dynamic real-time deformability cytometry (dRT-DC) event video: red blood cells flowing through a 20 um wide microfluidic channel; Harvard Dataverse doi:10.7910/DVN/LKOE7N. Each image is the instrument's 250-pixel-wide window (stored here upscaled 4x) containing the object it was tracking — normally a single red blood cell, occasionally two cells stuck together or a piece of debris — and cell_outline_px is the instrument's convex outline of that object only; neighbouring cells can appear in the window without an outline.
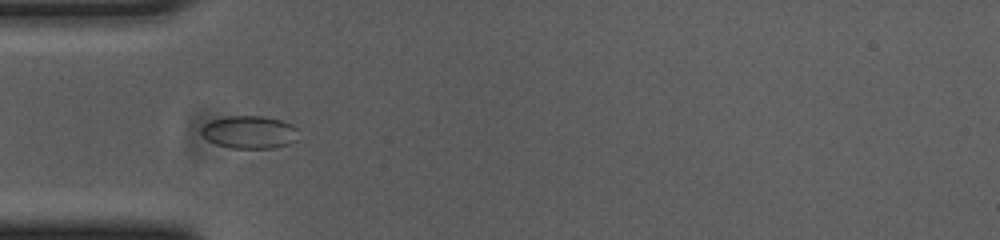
{"species": "common noctule bat (a hibernating species)", "species_latin": "Nyctalus noctula", "temperature_condition": "cold", "stored_images_in_passage": 43, "camera_frame_rate_fps": 3000, "um_per_image_px": 0.085, "animal": {"sex": "female", "body_mass_g": 23.0, "forearm_length_mm": 53.4}, "frame": {"image": 1, "passage_image": 7, "time_ms": 2.0, "image_size_px": [1000, 240], "cell_outline_px": [[296, 140], [288, 144], [272, 148], [232, 148], [216, 144], [208, 140], [200, 132], [200, 128], [204, 124], [212, 120], [228, 116], [264, 116], [280, 120], [292, 124], [296, 128]], "centroid_in_image_um": [21.18, 11.23], "position_along_channel_um": 63.8, "area_um2": 18.44}}
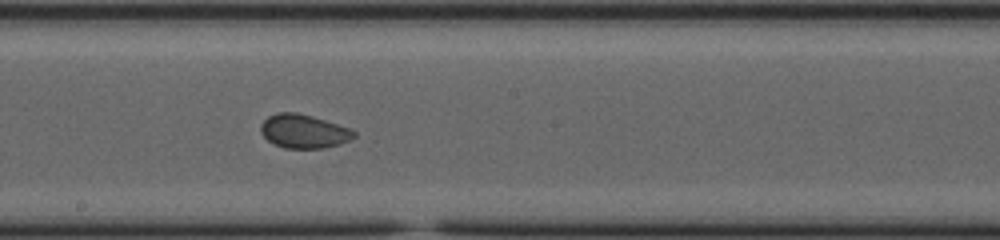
{"frame": {"image": 2, "passage_image": 20, "time_ms": 6.333, "image_size_px": [1000, 240], "cell_outline_px": [[356, 136], [348, 140], [324, 148], [284, 148], [268, 140], [260, 132], [260, 124], [268, 116], [276, 112], [296, 112], [312, 116], [352, 128], [356, 132]], "centroid_in_image_um": [25.81, 11.14], "position_along_channel_um": 222.4, "area_um2": 18.32}}
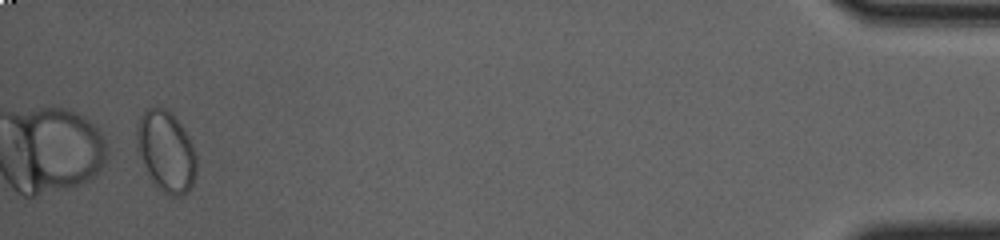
{"frame": {"image": 3, "passage_image": 43, "time_ms": 14.0, "image_size_px": [1000, 240], "cell_outline_px": [[196, 172], [192, 184], [180, 196], [172, 196], [164, 192], [160, 188], [148, 172], [136, 148], [136, 124], [140, 116], [148, 108], [164, 108], [176, 116], [188, 136], [196, 156]], "centroid_in_image_um": [14.1, 12.81], "position_along_channel_um": 421.1, "area_um2": 27.63}}